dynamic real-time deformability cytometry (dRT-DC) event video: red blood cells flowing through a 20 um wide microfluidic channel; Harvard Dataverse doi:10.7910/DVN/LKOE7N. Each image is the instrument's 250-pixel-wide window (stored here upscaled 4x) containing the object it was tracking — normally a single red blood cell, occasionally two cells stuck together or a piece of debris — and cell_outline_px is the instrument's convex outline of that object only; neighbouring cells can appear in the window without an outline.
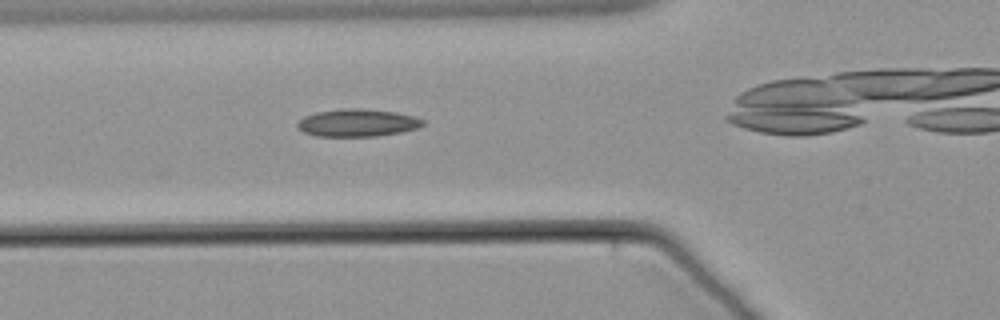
{"species": "common noctule bat (a hibernating species)", "species_latin": "Nyctalus noctula", "temperature_condition": "warm", "stored_images_in_passage": 3, "camera_frame_rate_fps": 3000, "um_per_image_px": 0.085, "animal": {"sex": "male", "body_mass_g": 21.5, "forearm_length_mm": 52.0}, "frame": {"image": 1, "passage_image": 2, "time_ms": 0.333, "image_size_px": [1000, 320], "cell_outline_px": [[424, 124], [416, 128], [400, 132], [376, 136], [316, 136], [304, 132], [296, 128], [296, 124], [304, 116], [316, 112], [344, 108], [360, 108], [396, 112], [412, 116], [424, 120]], "centroid_in_image_um": [30.34, 10.43], "position_along_channel_um": 95.5, "area_um2": 20.06}}